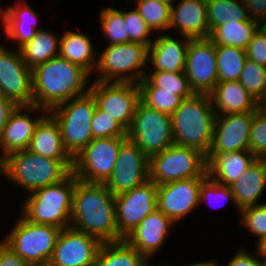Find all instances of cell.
Segmentation results:
<instances>
[{
    "label": "cell",
    "instance_id": "6da1fadb",
    "mask_svg": "<svg viewBox=\"0 0 266 266\" xmlns=\"http://www.w3.org/2000/svg\"><path fill=\"white\" fill-rule=\"evenodd\" d=\"M70 227L94 236L102 243L119 242L115 196L105 183H89L76 178Z\"/></svg>",
    "mask_w": 266,
    "mask_h": 266
},
{
    "label": "cell",
    "instance_id": "7a4b0ae2",
    "mask_svg": "<svg viewBox=\"0 0 266 266\" xmlns=\"http://www.w3.org/2000/svg\"><path fill=\"white\" fill-rule=\"evenodd\" d=\"M90 77L85 69L56 56L32 69L33 105L47 111L89 92Z\"/></svg>",
    "mask_w": 266,
    "mask_h": 266
},
{
    "label": "cell",
    "instance_id": "3957f363",
    "mask_svg": "<svg viewBox=\"0 0 266 266\" xmlns=\"http://www.w3.org/2000/svg\"><path fill=\"white\" fill-rule=\"evenodd\" d=\"M73 159H51L26 150L16 151L0 161V174L28 194L61 182L71 172Z\"/></svg>",
    "mask_w": 266,
    "mask_h": 266
},
{
    "label": "cell",
    "instance_id": "277c9868",
    "mask_svg": "<svg viewBox=\"0 0 266 266\" xmlns=\"http://www.w3.org/2000/svg\"><path fill=\"white\" fill-rule=\"evenodd\" d=\"M216 113L210 95L194 94L184 99L171 115L174 144L209 152Z\"/></svg>",
    "mask_w": 266,
    "mask_h": 266
},
{
    "label": "cell",
    "instance_id": "5b68a950",
    "mask_svg": "<svg viewBox=\"0 0 266 266\" xmlns=\"http://www.w3.org/2000/svg\"><path fill=\"white\" fill-rule=\"evenodd\" d=\"M75 186L76 176L71 172L61 182L29 193L21 204L20 213L35 224L68 228Z\"/></svg>",
    "mask_w": 266,
    "mask_h": 266
},
{
    "label": "cell",
    "instance_id": "8992f818",
    "mask_svg": "<svg viewBox=\"0 0 266 266\" xmlns=\"http://www.w3.org/2000/svg\"><path fill=\"white\" fill-rule=\"evenodd\" d=\"M148 47L139 43L108 45L98 53L95 81L135 83L147 73Z\"/></svg>",
    "mask_w": 266,
    "mask_h": 266
},
{
    "label": "cell",
    "instance_id": "52a82bcc",
    "mask_svg": "<svg viewBox=\"0 0 266 266\" xmlns=\"http://www.w3.org/2000/svg\"><path fill=\"white\" fill-rule=\"evenodd\" d=\"M96 101L88 92L48 111L59 125L64 148L74 158L92 139L91 122Z\"/></svg>",
    "mask_w": 266,
    "mask_h": 266
},
{
    "label": "cell",
    "instance_id": "ba28073f",
    "mask_svg": "<svg viewBox=\"0 0 266 266\" xmlns=\"http://www.w3.org/2000/svg\"><path fill=\"white\" fill-rule=\"evenodd\" d=\"M16 221L2 241L30 266L49 262L61 229L32 223L22 214Z\"/></svg>",
    "mask_w": 266,
    "mask_h": 266
},
{
    "label": "cell",
    "instance_id": "9c48e42d",
    "mask_svg": "<svg viewBox=\"0 0 266 266\" xmlns=\"http://www.w3.org/2000/svg\"><path fill=\"white\" fill-rule=\"evenodd\" d=\"M207 176L206 155L195 148L172 144L149 158V180L156 185Z\"/></svg>",
    "mask_w": 266,
    "mask_h": 266
},
{
    "label": "cell",
    "instance_id": "30bf717a",
    "mask_svg": "<svg viewBox=\"0 0 266 266\" xmlns=\"http://www.w3.org/2000/svg\"><path fill=\"white\" fill-rule=\"evenodd\" d=\"M127 138L148 157L174 144L171 115L138 102Z\"/></svg>",
    "mask_w": 266,
    "mask_h": 266
},
{
    "label": "cell",
    "instance_id": "8fae6325",
    "mask_svg": "<svg viewBox=\"0 0 266 266\" xmlns=\"http://www.w3.org/2000/svg\"><path fill=\"white\" fill-rule=\"evenodd\" d=\"M127 136L92 139L74 158L72 173L89 183H106Z\"/></svg>",
    "mask_w": 266,
    "mask_h": 266
},
{
    "label": "cell",
    "instance_id": "7c38bea8",
    "mask_svg": "<svg viewBox=\"0 0 266 266\" xmlns=\"http://www.w3.org/2000/svg\"><path fill=\"white\" fill-rule=\"evenodd\" d=\"M89 92L96 101V106L108 113L126 130L129 129L140 101V90L135 83L91 82Z\"/></svg>",
    "mask_w": 266,
    "mask_h": 266
},
{
    "label": "cell",
    "instance_id": "4fadbf2b",
    "mask_svg": "<svg viewBox=\"0 0 266 266\" xmlns=\"http://www.w3.org/2000/svg\"><path fill=\"white\" fill-rule=\"evenodd\" d=\"M0 94L17 106L33 105L32 69L20 50L0 44Z\"/></svg>",
    "mask_w": 266,
    "mask_h": 266
},
{
    "label": "cell",
    "instance_id": "5bb4252c",
    "mask_svg": "<svg viewBox=\"0 0 266 266\" xmlns=\"http://www.w3.org/2000/svg\"><path fill=\"white\" fill-rule=\"evenodd\" d=\"M185 74L194 94H210L218 83L215 44L209 38L190 39Z\"/></svg>",
    "mask_w": 266,
    "mask_h": 266
},
{
    "label": "cell",
    "instance_id": "9a60e30c",
    "mask_svg": "<svg viewBox=\"0 0 266 266\" xmlns=\"http://www.w3.org/2000/svg\"><path fill=\"white\" fill-rule=\"evenodd\" d=\"M157 209V185L148 180L115 196L118 233L125 238L140 222Z\"/></svg>",
    "mask_w": 266,
    "mask_h": 266
},
{
    "label": "cell",
    "instance_id": "2e32d148",
    "mask_svg": "<svg viewBox=\"0 0 266 266\" xmlns=\"http://www.w3.org/2000/svg\"><path fill=\"white\" fill-rule=\"evenodd\" d=\"M149 180V158L127 139L120 147L115 168L105 185L114 195L132 190Z\"/></svg>",
    "mask_w": 266,
    "mask_h": 266
},
{
    "label": "cell",
    "instance_id": "e0dca14e",
    "mask_svg": "<svg viewBox=\"0 0 266 266\" xmlns=\"http://www.w3.org/2000/svg\"><path fill=\"white\" fill-rule=\"evenodd\" d=\"M102 244L72 227L61 229L50 262L56 266H95Z\"/></svg>",
    "mask_w": 266,
    "mask_h": 266
},
{
    "label": "cell",
    "instance_id": "ac0fdd59",
    "mask_svg": "<svg viewBox=\"0 0 266 266\" xmlns=\"http://www.w3.org/2000/svg\"><path fill=\"white\" fill-rule=\"evenodd\" d=\"M205 178L192 177L157 185V209L177 224L199 207L200 186Z\"/></svg>",
    "mask_w": 266,
    "mask_h": 266
},
{
    "label": "cell",
    "instance_id": "d6986e66",
    "mask_svg": "<svg viewBox=\"0 0 266 266\" xmlns=\"http://www.w3.org/2000/svg\"><path fill=\"white\" fill-rule=\"evenodd\" d=\"M253 115L254 112L216 115L208 154L249 150Z\"/></svg>",
    "mask_w": 266,
    "mask_h": 266
},
{
    "label": "cell",
    "instance_id": "ffe728a7",
    "mask_svg": "<svg viewBox=\"0 0 266 266\" xmlns=\"http://www.w3.org/2000/svg\"><path fill=\"white\" fill-rule=\"evenodd\" d=\"M31 112L32 114L34 112L39 113V117L32 116ZM47 113L46 109L35 105L15 108L1 133L0 148L2 153L0 154V161L13 152L28 149L36 125Z\"/></svg>",
    "mask_w": 266,
    "mask_h": 266
},
{
    "label": "cell",
    "instance_id": "44dd1931",
    "mask_svg": "<svg viewBox=\"0 0 266 266\" xmlns=\"http://www.w3.org/2000/svg\"><path fill=\"white\" fill-rule=\"evenodd\" d=\"M176 224L159 209L147 215L124 240L148 261L156 255Z\"/></svg>",
    "mask_w": 266,
    "mask_h": 266
},
{
    "label": "cell",
    "instance_id": "7402d4cb",
    "mask_svg": "<svg viewBox=\"0 0 266 266\" xmlns=\"http://www.w3.org/2000/svg\"><path fill=\"white\" fill-rule=\"evenodd\" d=\"M163 33L156 34L154 41L148 47L147 64L149 67L151 65L152 69L147 68V72H183L190 38L185 36L175 38L165 31Z\"/></svg>",
    "mask_w": 266,
    "mask_h": 266
},
{
    "label": "cell",
    "instance_id": "603a6c76",
    "mask_svg": "<svg viewBox=\"0 0 266 266\" xmlns=\"http://www.w3.org/2000/svg\"><path fill=\"white\" fill-rule=\"evenodd\" d=\"M177 3L171 5L169 29L190 39L209 38L206 0H178Z\"/></svg>",
    "mask_w": 266,
    "mask_h": 266
},
{
    "label": "cell",
    "instance_id": "cb8c5ba5",
    "mask_svg": "<svg viewBox=\"0 0 266 266\" xmlns=\"http://www.w3.org/2000/svg\"><path fill=\"white\" fill-rule=\"evenodd\" d=\"M15 2L14 6L0 7V18L7 37L16 41V48L19 49L41 29L37 25L39 17L34 9L25 0L23 4L21 0Z\"/></svg>",
    "mask_w": 266,
    "mask_h": 266
},
{
    "label": "cell",
    "instance_id": "d4e9b609",
    "mask_svg": "<svg viewBox=\"0 0 266 266\" xmlns=\"http://www.w3.org/2000/svg\"><path fill=\"white\" fill-rule=\"evenodd\" d=\"M209 95L216 115L255 112L259 108V101L239 80L218 82Z\"/></svg>",
    "mask_w": 266,
    "mask_h": 266
},
{
    "label": "cell",
    "instance_id": "484cf974",
    "mask_svg": "<svg viewBox=\"0 0 266 266\" xmlns=\"http://www.w3.org/2000/svg\"><path fill=\"white\" fill-rule=\"evenodd\" d=\"M256 159L249 150L207 154V174L216 182L231 186Z\"/></svg>",
    "mask_w": 266,
    "mask_h": 266
},
{
    "label": "cell",
    "instance_id": "4316f807",
    "mask_svg": "<svg viewBox=\"0 0 266 266\" xmlns=\"http://www.w3.org/2000/svg\"><path fill=\"white\" fill-rule=\"evenodd\" d=\"M230 187L240 211L266 203L259 202L266 189V159H256Z\"/></svg>",
    "mask_w": 266,
    "mask_h": 266
},
{
    "label": "cell",
    "instance_id": "83f0119b",
    "mask_svg": "<svg viewBox=\"0 0 266 266\" xmlns=\"http://www.w3.org/2000/svg\"><path fill=\"white\" fill-rule=\"evenodd\" d=\"M28 150L51 159H73L64 148L56 120L47 113L36 125Z\"/></svg>",
    "mask_w": 266,
    "mask_h": 266
},
{
    "label": "cell",
    "instance_id": "f1b7e54d",
    "mask_svg": "<svg viewBox=\"0 0 266 266\" xmlns=\"http://www.w3.org/2000/svg\"><path fill=\"white\" fill-rule=\"evenodd\" d=\"M97 53L91 38L82 32L65 30L60 38L59 56L79 65L91 76L93 72L95 74L98 63Z\"/></svg>",
    "mask_w": 266,
    "mask_h": 266
},
{
    "label": "cell",
    "instance_id": "f546056e",
    "mask_svg": "<svg viewBox=\"0 0 266 266\" xmlns=\"http://www.w3.org/2000/svg\"><path fill=\"white\" fill-rule=\"evenodd\" d=\"M60 38L54 32L43 29L19 48L26 65L33 69L35 66L45 63L51 58L59 56Z\"/></svg>",
    "mask_w": 266,
    "mask_h": 266
},
{
    "label": "cell",
    "instance_id": "4dcf8cb0",
    "mask_svg": "<svg viewBox=\"0 0 266 266\" xmlns=\"http://www.w3.org/2000/svg\"><path fill=\"white\" fill-rule=\"evenodd\" d=\"M258 30V23L248 21L232 22L216 26L210 33L209 39L215 45H226L246 49Z\"/></svg>",
    "mask_w": 266,
    "mask_h": 266
},
{
    "label": "cell",
    "instance_id": "1f68e13d",
    "mask_svg": "<svg viewBox=\"0 0 266 266\" xmlns=\"http://www.w3.org/2000/svg\"><path fill=\"white\" fill-rule=\"evenodd\" d=\"M148 260L125 240L103 243L95 266H144Z\"/></svg>",
    "mask_w": 266,
    "mask_h": 266
},
{
    "label": "cell",
    "instance_id": "d6a6232c",
    "mask_svg": "<svg viewBox=\"0 0 266 266\" xmlns=\"http://www.w3.org/2000/svg\"><path fill=\"white\" fill-rule=\"evenodd\" d=\"M210 32L222 24L248 21L244 0H206Z\"/></svg>",
    "mask_w": 266,
    "mask_h": 266
},
{
    "label": "cell",
    "instance_id": "836d02e7",
    "mask_svg": "<svg viewBox=\"0 0 266 266\" xmlns=\"http://www.w3.org/2000/svg\"><path fill=\"white\" fill-rule=\"evenodd\" d=\"M218 82L238 81L247 59L245 49L215 45Z\"/></svg>",
    "mask_w": 266,
    "mask_h": 266
},
{
    "label": "cell",
    "instance_id": "e575fe53",
    "mask_svg": "<svg viewBox=\"0 0 266 266\" xmlns=\"http://www.w3.org/2000/svg\"><path fill=\"white\" fill-rule=\"evenodd\" d=\"M140 101L150 108L172 115L183 99L177 91L161 90L155 87L146 77L138 83Z\"/></svg>",
    "mask_w": 266,
    "mask_h": 266
},
{
    "label": "cell",
    "instance_id": "d590c367",
    "mask_svg": "<svg viewBox=\"0 0 266 266\" xmlns=\"http://www.w3.org/2000/svg\"><path fill=\"white\" fill-rule=\"evenodd\" d=\"M135 9L146 21L147 26L155 34L169 29L171 20V5L159 0H131Z\"/></svg>",
    "mask_w": 266,
    "mask_h": 266
},
{
    "label": "cell",
    "instance_id": "8d00e7d4",
    "mask_svg": "<svg viewBox=\"0 0 266 266\" xmlns=\"http://www.w3.org/2000/svg\"><path fill=\"white\" fill-rule=\"evenodd\" d=\"M102 36L108 45L129 43V34L123 18V9L102 7L99 15Z\"/></svg>",
    "mask_w": 266,
    "mask_h": 266
},
{
    "label": "cell",
    "instance_id": "74e56055",
    "mask_svg": "<svg viewBox=\"0 0 266 266\" xmlns=\"http://www.w3.org/2000/svg\"><path fill=\"white\" fill-rule=\"evenodd\" d=\"M155 87L161 90L177 91V95L183 100L194 95L189 86V81L185 71L183 72H147L145 76Z\"/></svg>",
    "mask_w": 266,
    "mask_h": 266
},
{
    "label": "cell",
    "instance_id": "f35d334b",
    "mask_svg": "<svg viewBox=\"0 0 266 266\" xmlns=\"http://www.w3.org/2000/svg\"><path fill=\"white\" fill-rule=\"evenodd\" d=\"M239 81L260 102L266 95V66L246 59Z\"/></svg>",
    "mask_w": 266,
    "mask_h": 266
},
{
    "label": "cell",
    "instance_id": "ab89813d",
    "mask_svg": "<svg viewBox=\"0 0 266 266\" xmlns=\"http://www.w3.org/2000/svg\"><path fill=\"white\" fill-rule=\"evenodd\" d=\"M199 201H200V205L204 201L209 206L211 207L213 206L214 208H220L222 207L221 205H224V202L227 203V201H230L232 202L234 207L237 208L238 213L240 215V210L238 209V206L236 205L235 198L231 190V187L218 183L215 180L211 179L209 176H207L201 182Z\"/></svg>",
    "mask_w": 266,
    "mask_h": 266
},
{
    "label": "cell",
    "instance_id": "60d3db41",
    "mask_svg": "<svg viewBox=\"0 0 266 266\" xmlns=\"http://www.w3.org/2000/svg\"><path fill=\"white\" fill-rule=\"evenodd\" d=\"M124 23L126 24L127 33L129 34V42L139 43L149 47L154 38V34L147 26L146 21L141 17L139 12L134 8L123 10Z\"/></svg>",
    "mask_w": 266,
    "mask_h": 266
},
{
    "label": "cell",
    "instance_id": "b9f144b4",
    "mask_svg": "<svg viewBox=\"0 0 266 266\" xmlns=\"http://www.w3.org/2000/svg\"><path fill=\"white\" fill-rule=\"evenodd\" d=\"M240 225L256 237L257 242L266 238V203L240 211Z\"/></svg>",
    "mask_w": 266,
    "mask_h": 266
},
{
    "label": "cell",
    "instance_id": "7bdbcfd3",
    "mask_svg": "<svg viewBox=\"0 0 266 266\" xmlns=\"http://www.w3.org/2000/svg\"><path fill=\"white\" fill-rule=\"evenodd\" d=\"M91 130L93 139L127 136V130L97 106L92 117Z\"/></svg>",
    "mask_w": 266,
    "mask_h": 266
},
{
    "label": "cell",
    "instance_id": "ee69618b",
    "mask_svg": "<svg viewBox=\"0 0 266 266\" xmlns=\"http://www.w3.org/2000/svg\"><path fill=\"white\" fill-rule=\"evenodd\" d=\"M249 151L257 159H266V113L258 108L253 115Z\"/></svg>",
    "mask_w": 266,
    "mask_h": 266
},
{
    "label": "cell",
    "instance_id": "f6af8a7d",
    "mask_svg": "<svg viewBox=\"0 0 266 266\" xmlns=\"http://www.w3.org/2000/svg\"><path fill=\"white\" fill-rule=\"evenodd\" d=\"M245 52L247 59L266 66V34L258 29L247 45Z\"/></svg>",
    "mask_w": 266,
    "mask_h": 266
},
{
    "label": "cell",
    "instance_id": "bcb514c9",
    "mask_svg": "<svg viewBox=\"0 0 266 266\" xmlns=\"http://www.w3.org/2000/svg\"><path fill=\"white\" fill-rule=\"evenodd\" d=\"M254 253L255 254H250L245 247H240L234 257H232V259L227 262L228 264L224 266H263L256 251ZM217 266H223V264L220 265V263H217Z\"/></svg>",
    "mask_w": 266,
    "mask_h": 266
},
{
    "label": "cell",
    "instance_id": "7dc6e473",
    "mask_svg": "<svg viewBox=\"0 0 266 266\" xmlns=\"http://www.w3.org/2000/svg\"><path fill=\"white\" fill-rule=\"evenodd\" d=\"M0 266H30L3 241L0 242Z\"/></svg>",
    "mask_w": 266,
    "mask_h": 266
},
{
    "label": "cell",
    "instance_id": "c3c4849f",
    "mask_svg": "<svg viewBox=\"0 0 266 266\" xmlns=\"http://www.w3.org/2000/svg\"><path fill=\"white\" fill-rule=\"evenodd\" d=\"M248 17L258 24L266 18V0H244Z\"/></svg>",
    "mask_w": 266,
    "mask_h": 266
},
{
    "label": "cell",
    "instance_id": "681fc988",
    "mask_svg": "<svg viewBox=\"0 0 266 266\" xmlns=\"http://www.w3.org/2000/svg\"><path fill=\"white\" fill-rule=\"evenodd\" d=\"M16 107L17 105L13 101L0 94V137L2 130L8 122L10 114L15 110Z\"/></svg>",
    "mask_w": 266,
    "mask_h": 266
},
{
    "label": "cell",
    "instance_id": "f907efd6",
    "mask_svg": "<svg viewBox=\"0 0 266 266\" xmlns=\"http://www.w3.org/2000/svg\"><path fill=\"white\" fill-rule=\"evenodd\" d=\"M256 253L259 259L262 261L263 266H266V238L256 242Z\"/></svg>",
    "mask_w": 266,
    "mask_h": 266
},
{
    "label": "cell",
    "instance_id": "816d5d0a",
    "mask_svg": "<svg viewBox=\"0 0 266 266\" xmlns=\"http://www.w3.org/2000/svg\"><path fill=\"white\" fill-rule=\"evenodd\" d=\"M184 266H217V261L213 260H203V261H197V262H193V263H187V265Z\"/></svg>",
    "mask_w": 266,
    "mask_h": 266
},
{
    "label": "cell",
    "instance_id": "f5cc1de1",
    "mask_svg": "<svg viewBox=\"0 0 266 266\" xmlns=\"http://www.w3.org/2000/svg\"><path fill=\"white\" fill-rule=\"evenodd\" d=\"M258 29H260L264 34H266V18L258 24Z\"/></svg>",
    "mask_w": 266,
    "mask_h": 266
},
{
    "label": "cell",
    "instance_id": "db71d44e",
    "mask_svg": "<svg viewBox=\"0 0 266 266\" xmlns=\"http://www.w3.org/2000/svg\"><path fill=\"white\" fill-rule=\"evenodd\" d=\"M259 108L262 109L266 113V95L265 97L259 102Z\"/></svg>",
    "mask_w": 266,
    "mask_h": 266
},
{
    "label": "cell",
    "instance_id": "11a10c76",
    "mask_svg": "<svg viewBox=\"0 0 266 266\" xmlns=\"http://www.w3.org/2000/svg\"><path fill=\"white\" fill-rule=\"evenodd\" d=\"M34 266H56V265L52 264V263L49 261V262H45V263H42V264H37V265H34Z\"/></svg>",
    "mask_w": 266,
    "mask_h": 266
},
{
    "label": "cell",
    "instance_id": "9f6ffc18",
    "mask_svg": "<svg viewBox=\"0 0 266 266\" xmlns=\"http://www.w3.org/2000/svg\"><path fill=\"white\" fill-rule=\"evenodd\" d=\"M144 266H172L171 264L170 265H168V264H161V265H154V264H151V262L150 261H148Z\"/></svg>",
    "mask_w": 266,
    "mask_h": 266
},
{
    "label": "cell",
    "instance_id": "6f0895ef",
    "mask_svg": "<svg viewBox=\"0 0 266 266\" xmlns=\"http://www.w3.org/2000/svg\"><path fill=\"white\" fill-rule=\"evenodd\" d=\"M159 1H163V2H166L170 5H174L175 4V1L177 2L178 0H159Z\"/></svg>",
    "mask_w": 266,
    "mask_h": 266
}]
</instances>
